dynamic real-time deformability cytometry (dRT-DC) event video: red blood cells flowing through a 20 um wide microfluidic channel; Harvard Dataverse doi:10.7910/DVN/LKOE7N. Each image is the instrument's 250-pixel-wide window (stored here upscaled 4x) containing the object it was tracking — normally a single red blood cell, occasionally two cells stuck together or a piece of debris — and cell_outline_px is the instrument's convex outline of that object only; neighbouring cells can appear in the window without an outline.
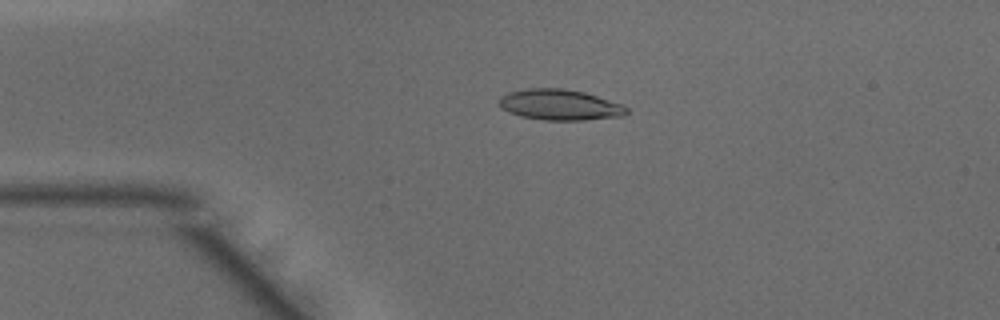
{"species": "common noctule bat (a hibernating species)", "species_latin": "Nyctalus noctula", "temperature_condition": "warm", "stored_images_in_passage": 48, "camera_frame_rate_fps": 3000, "um_per_image_px": 0.085, "animal": {"sex": "male", "body_mass_g": 15.6}, "frame": {"image": 1, "passage_image": 11, "time_ms": 3.333, "image_size_px": [1000, 320], "cell_outline_px": [[628, 112], [624, 116], [584, 120], [544, 120], [520, 116], [504, 108], [496, 100], [500, 96], [508, 92], [528, 88], [564, 88], [584, 92], [624, 104], [628, 108]], "centroid_in_image_um": [47.62, 8.9], "position_along_channel_um": 37.4, "area_um2": 22.95}}
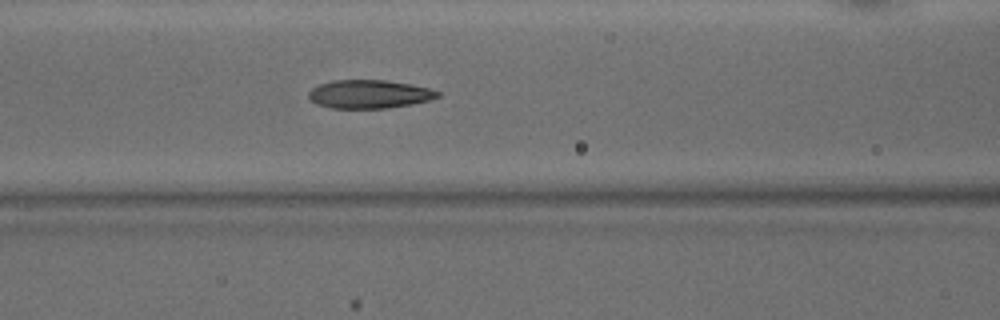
{"frame": {"image": 2, "passage_image": 20, "time_ms": 6.333, "image_size_px": [1000, 320], "cell_outline_px": [[440, 96], [428, 100], [412, 104], [388, 108], [332, 108], [316, 104], [308, 96], [308, 92], [312, 88], [320, 84], [332, 80], [384, 80], [412, 84], [428, 88], [440, 92]], "centroid_in_image_um": [31.38, 8.0], "position_along_channel_um": 135.2, "area_um2": 21.33}}
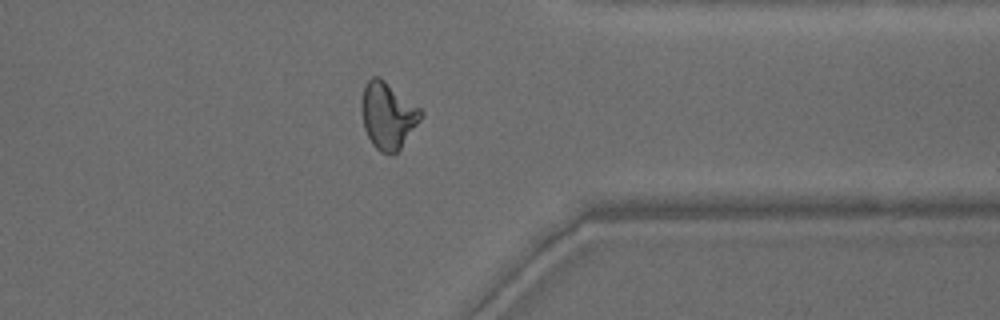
{"frame": {"image": 3, "passage_image": 38, "time_ms": 12.333, "image_size_px": [1000, 320], "cell_outline_px": [[424, 116], [400, 148], [392, 156], [380, 152], [372, 144], [364, 128], [360, 112], [360, 100], [364, 84], [372, 76], [380, 76], [420, 108], [424, 112]], "centroid_in_image_um": [32.94, 9.8], "position_along_channel_um": 378.5, "area_um2": 23.47}, "authors_computed_cell_mechanics": {"area_um2": 21.9351, "velocity_mm_per_s": 4.1919, "shape_relaxation_time_tau1_ms": 6.2903, "shape_relaxation_time_tau2_ms": 1.7906, "deformation_change_tau1": 0.2165, "deformation_change_tau2": 0.0825}}